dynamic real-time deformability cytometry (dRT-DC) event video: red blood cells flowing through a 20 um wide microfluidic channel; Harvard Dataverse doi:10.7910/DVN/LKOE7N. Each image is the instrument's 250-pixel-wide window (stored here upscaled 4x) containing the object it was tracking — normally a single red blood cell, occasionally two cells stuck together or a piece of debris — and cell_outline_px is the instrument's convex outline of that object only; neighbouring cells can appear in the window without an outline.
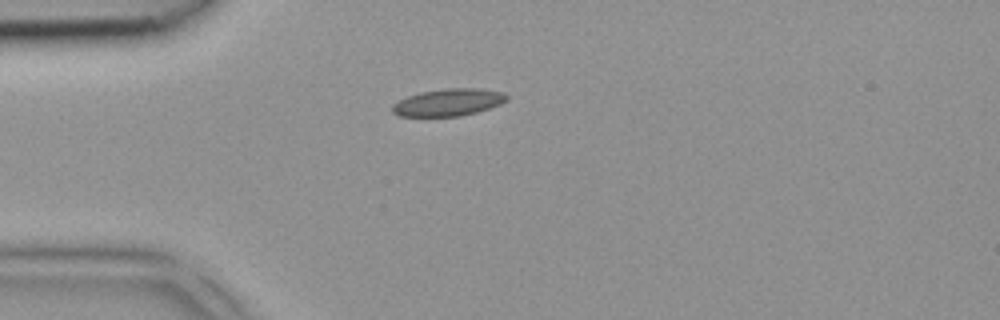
{"species": "common noctule bat (a hibernating species)", "species_latin": "Nyctalus noctula", "temperature_condition": "room temperature", "stored_images_in_passage": 4, "camera_frame_rate_fps": 3000, "um_per_image_px": 0.085, "animal": {"sex": "female", "body_mass_g": 18.4}, "frame": {"image": 1, "passage_image": 3, "time_ms": 0.667, "image_size_px": [1000, 320], "cell_outline_px": [[508, 100], [500, 104], [476, 112], [460, 116], [400, 116], [392, 112], [392, 104], [408, 96], [420, 92], [444, 88], [476, 88], [504, 92], [508, 96]], "centroid_in_image_um": [38.12, 8.69], "position_along_channel_um": 46.9, "area_um2": 18.09}}